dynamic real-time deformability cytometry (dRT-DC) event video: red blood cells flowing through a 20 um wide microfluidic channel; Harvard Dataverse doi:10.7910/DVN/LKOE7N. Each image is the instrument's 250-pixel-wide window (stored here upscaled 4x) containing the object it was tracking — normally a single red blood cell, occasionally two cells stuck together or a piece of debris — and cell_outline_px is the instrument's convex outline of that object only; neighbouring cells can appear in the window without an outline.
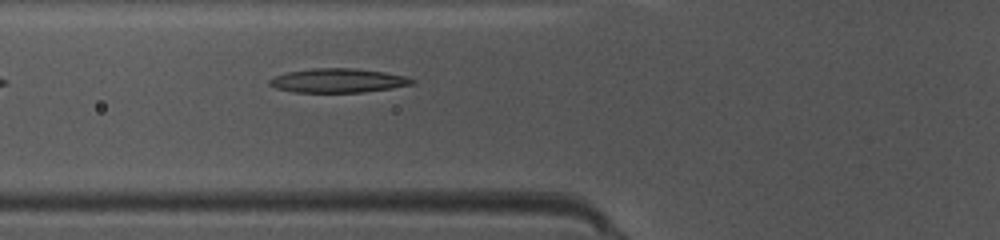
{"species": "common noctule bat (a hibernating species)", "species_latin": "Nyctalus noctula", "temperature_condition": "warm", "stored_images_in_passage": 34, "camera_frame_rate_fps": 3000, "um_per_image_px": 0.085, "animal": {"sex": "female", "body_mass_g": 10.0, "forearm_length_mm": 53.1}, "frame": {"image": 1, "passage_image": 6, "time_ms": 1.667, "image_size_px": [1000, 240], "cell_outline_px": [[416, 84], [392, 88], [364, 92], [296, 92], [276, 88], [268, 84], [268, 80], [276, 76], [288, 72], [312, 68], [356, 68], [384, 72], [404, 76], [416, 80]], "centroid_in_image_um": [28.77, 6.85], "position_along_channel_um": 97.0, "area_um2": 20.0}}
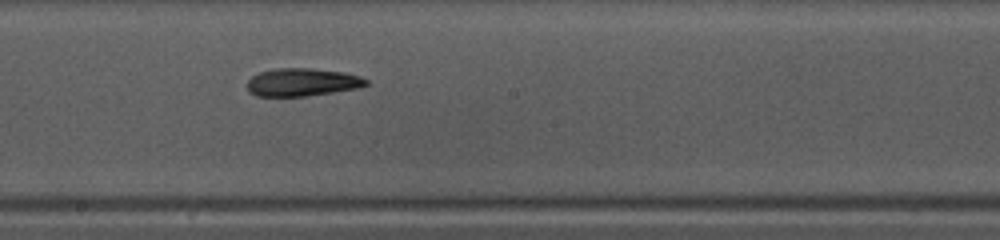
{"frame": {"image": 2, "passage_image": 15, "time_ms": 4.667, "image_size_px": [1000, 240], "cell_outline_px": [[368, 84], [360, 88], [304, 96], [256, 96], [248, 92], [248, 80], [252, 76], [260, 72], [272, 68], [312, 68], [344, 72], [360, 76], [368, 80]], "centroid_in_image_um": [25.69, 6.98], "position_along_channel_um": 222.5, "area_um2": 19.42}}
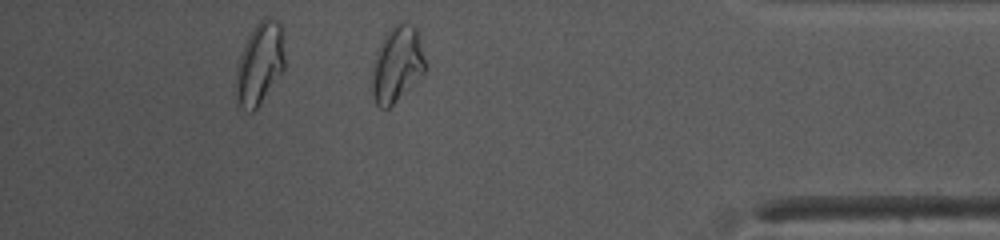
{"frame": {"image": 3, "passage_image": 30, "time_ms": 9.667, "image_size_px": [1000, 240], "cell_outline_px": [[424, 72], [388, 108], [380, 108], [376, 104], [372, 96], [372, 64], [380, 40], [392, 24], [396, 20], [404, 20], [416, 28], [420, 40], [424, 60]], "centroid_in_image_um": [33.7, 5.38], "position_along_channel_um": 401.5, "area_um2": 23.52}}